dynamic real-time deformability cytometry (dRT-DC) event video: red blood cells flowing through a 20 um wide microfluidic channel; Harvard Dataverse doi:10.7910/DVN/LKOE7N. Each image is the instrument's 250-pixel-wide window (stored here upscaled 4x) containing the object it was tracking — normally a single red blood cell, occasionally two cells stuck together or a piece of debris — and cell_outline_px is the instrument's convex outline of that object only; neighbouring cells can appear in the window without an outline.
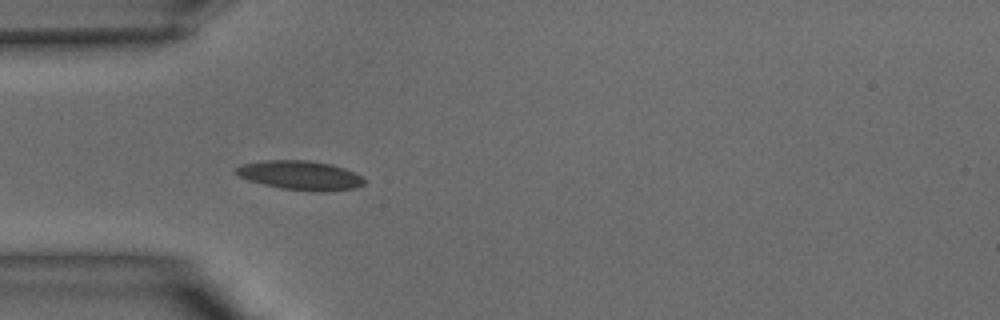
{"species": "common noctule bat (a hibernating species)", "species_latin": "Nyctalus noctula", "temperature_condition": "warm", "stored_images_in_passage": 40, "camera_frame_rate_fps": 3000, "um_per_image_px": 0.085, "animal": {"sex": "male", "body_mass_g": 15.6}, "frame": {"image": 1, "passage_image": 12, "time_ms": 3.667, "image_size_px": [1000, 320], "cell_outline_px": [[368, 180], [364, 184], [356, 188], [320, 192], [280, 188], [248, 180], [232, 172], [236, 168], [244, 164], [264, 160], [308, 160], [332, 164], [344, 168]], "centroid_in_image_um": [25.54, 14.9], "position_along_channel_um": 59.5, "area_um2": 21.79}}
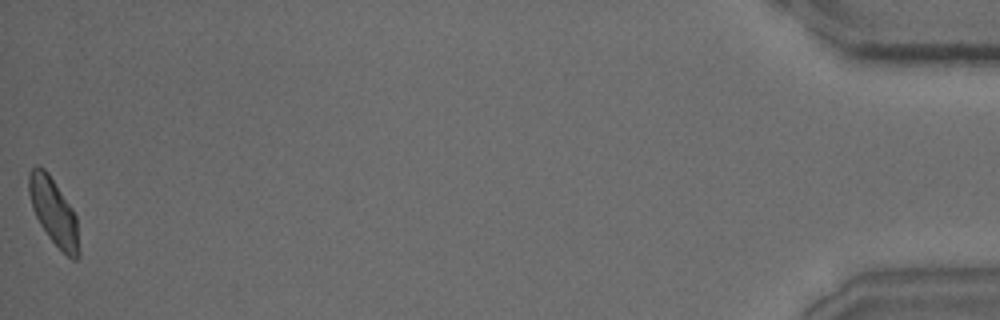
{"frame": {"image": 2, "passage_image": 40, "time_ms": 13.0, "image_size_px": [1000, 320], "cell_outline_px": [[80, 256], [76, 260], [72, 260], [48, 236], [40, 224], [32, 208], [28, 192], [28, 172], [36, 164], [44, 168], [48, 172], [72, 208], [76, 216], [80, 252]], "centroid_in_image_um": [4.56, 17.98], "position_along_channel_um": 430.6, "area_um2": 19.48}}